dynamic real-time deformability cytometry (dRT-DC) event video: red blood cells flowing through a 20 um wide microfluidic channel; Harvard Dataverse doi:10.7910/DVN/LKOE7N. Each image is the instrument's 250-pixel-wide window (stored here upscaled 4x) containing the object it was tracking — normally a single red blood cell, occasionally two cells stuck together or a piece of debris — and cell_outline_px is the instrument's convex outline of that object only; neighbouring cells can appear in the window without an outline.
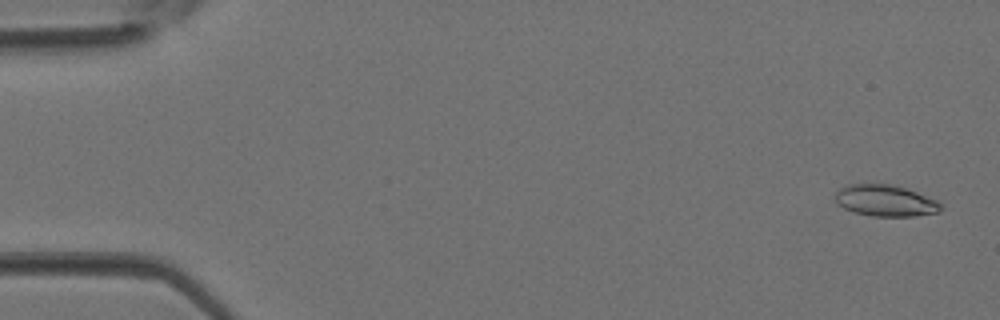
{"species": "Egyptian fruit bat (a non-hibernating species)", "species_latin": "Rousettus aegyptiacus", "temperature_condition": "room temperature", "stored_images_in_passage": 4, "camera_frame_rate_fps": 3000, "um_per_image_px": 0.085, "animal": {"sex": "female"}, "frame": {"image": 1, "passage_image": 1, "time_ms": 0.0, "image_size_px": [1000, 320], "cell_outline_px": [[940, 212], [912, 216], [872, 216], [856, 212], [844, 208], [836, 204], [836, 192], [844, 184], [892, 184], [940, 200]], "centroid_in_image_um": [75.25, 17.05], "position_along_channel_um": 9.7, "area_um2": 19.31}}